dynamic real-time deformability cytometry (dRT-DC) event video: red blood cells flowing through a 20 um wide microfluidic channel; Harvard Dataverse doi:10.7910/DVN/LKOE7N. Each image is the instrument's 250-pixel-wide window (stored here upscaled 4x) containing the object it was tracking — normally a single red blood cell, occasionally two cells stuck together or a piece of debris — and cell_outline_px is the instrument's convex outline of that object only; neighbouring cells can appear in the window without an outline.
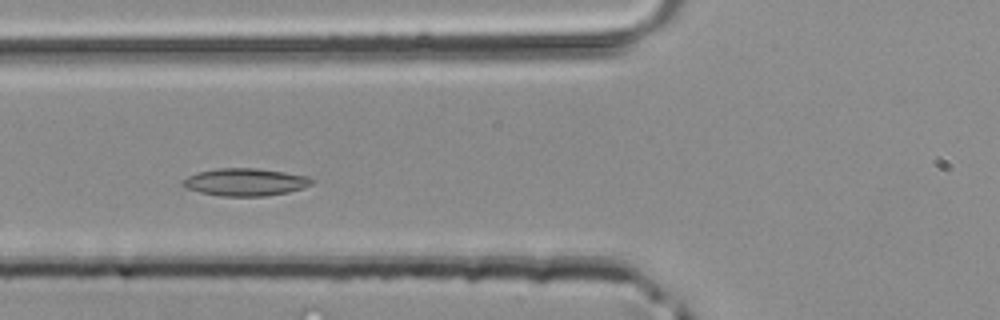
{"species": "common noctule bat (a hibernating species)", "species_latin": "Nyctalus noctula", "temperature_condition": "room temperature", "stored_images_in_passage": 3, "camera_frame_rate_fps": 3000, "um_per_image_px": 0.085, "animal": {"sex": "male", "body_mass_g": 20.4}, "frame": {"image": 1, "passage_image": 3, "time_ms": 0.667, "image_size_px": [1000, 320], "cell_outline_px": [[316, 180], [312, 184], [304, 188], [288, 192], [264, 196], [220, 196], [200, 192], [184, 188], [180, 184], [188, 176], [196, 172], [220, 168], [256, 168], [284, 172], [308, 176]], "centroid_in_image_um": [20.85, 15.48], "position_along_channel_um": 104.9, "area_um2": 20.81}}